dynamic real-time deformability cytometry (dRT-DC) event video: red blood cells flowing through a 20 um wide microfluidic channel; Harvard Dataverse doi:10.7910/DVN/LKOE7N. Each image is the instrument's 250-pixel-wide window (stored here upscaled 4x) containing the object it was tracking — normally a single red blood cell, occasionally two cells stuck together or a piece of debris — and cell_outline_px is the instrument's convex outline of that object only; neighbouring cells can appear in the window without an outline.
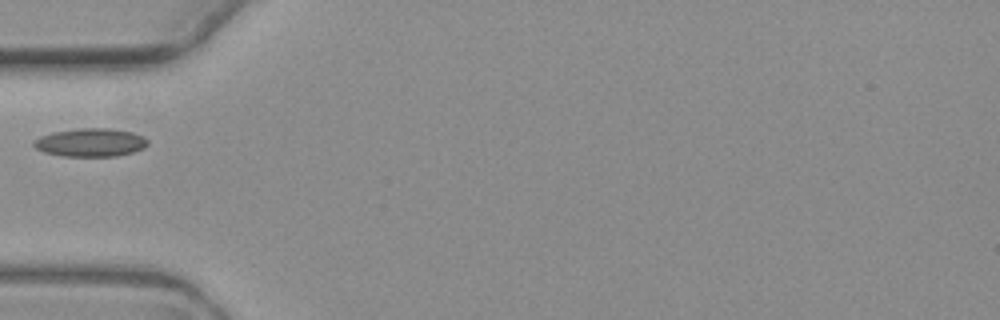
{"species": "common noctule bat (a hibernating species)", "species_latin": "Nyctalus noctula", "temperature_condition": "warm", "stored_images_in_passage": 4, "camera_frame_rate_fps": 3000, "um_per_image_px": 0.085, "animal": {"sex": "female", "body_mass_g": 19.3, "forearm_length_mm": 54.1}, "frame": {"image": 1, "passage_image": 4, "time_ms": 4.333, "image_size_px": [1000, 320], "cell_outline_px": [[148, 144], [144, 148], [132, 152], [116, 156], [64, 156], [44, 152], [36, 148], [32, 144], [40, 136], [52, 132], [80, 128], [108, 128], [132, 132], [144, 136], [148, 140]], "centroid_in_image_um": [7.72, 12.1], "position_along_channel_um": 77.3, "area_um2": 18.73}}